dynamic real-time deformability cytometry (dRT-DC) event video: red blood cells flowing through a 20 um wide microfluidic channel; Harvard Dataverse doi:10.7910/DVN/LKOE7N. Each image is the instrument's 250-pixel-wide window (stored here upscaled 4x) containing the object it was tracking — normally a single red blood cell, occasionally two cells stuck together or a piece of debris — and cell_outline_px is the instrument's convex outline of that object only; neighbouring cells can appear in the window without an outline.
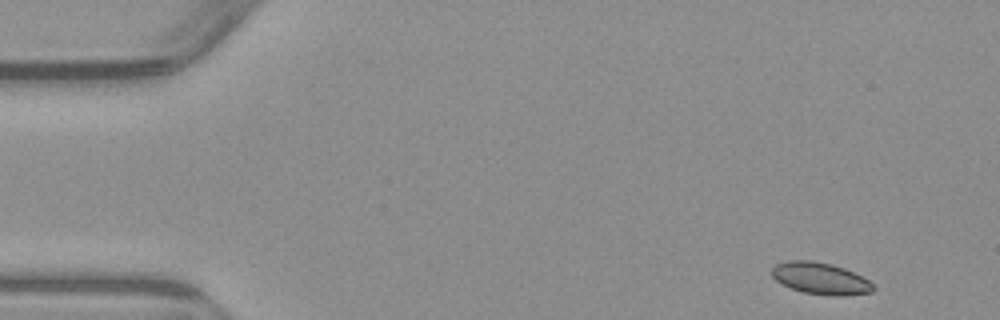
{"species": "common noctule bat (a hibernating species)", "species_latin": "Nyctalus noctula", "temperature_condition": "warm", "stored_images_in_passage": 3, "segment_of_instrument_passage": [2, 2], "camera_frame_rate_fps": 3000, "um_per_image_px": 0.085, "animal": {"sex": "male", "body_mass_g": 23.1, "forearm_length_mm": 52.7}, "frame": {"image": 1, "passage_image": 3, "time_ms": 3.667, "image_size_px": [1000, 320], "cell_outline_px": [[876, 288], [872, 292], [844, 296], [828, 296], [804, 292], [792, 288], [776, 280], [772, 276], [772, 268], [776, 264], [788, 260], [812, 260], [832, 264], [844, 268], [868, 280]], "centroid_in_image_um": [69.75, 23.67], "position_along_channel_um": 15.3, "area_um2": 18.73}}